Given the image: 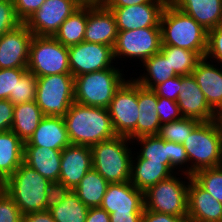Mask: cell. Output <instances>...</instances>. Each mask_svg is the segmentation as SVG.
Returning <instances> with one entry per match:
<instances>
[{
    "mask_svg": "<svg viewBox=\"0 0 222 222\" xmlns=\"http://www.w3.org/2000/svg\"><path fill=\"white\" fill-rule=\"evenodd\" d=\"M85 222H110V214L101 207L89 208Z\"/></svg>",
    "mask_w": 222,
    "mask_h": 222,
    "instance_id": "f907efd6",
    "label": "cell"
},
{
    "mask_svg": "<svg viewBox=\"0 0 222 222\" xmlns=\"http://www.w3.org/2000/svg\"><path fill=\"white\" fill-rule=\"evenodd\" d=\"M27 70L36 77L70 74L68 47L53 36H33Z\"/></svg>",
    "mask_w": 222,
    "mask_h": 222,
    "instance_id": "ba28073f",
    "label": "cell"
},
{
    "mask_svg": "<svg viewBox=\"0 0 222 222\" xmlns=\"http://www.w3.org/2000/svg\"><path fill=\"white\" fill-rule=\"evenodd\" d=\"M118 67L85 73L74 77V102L108 108L113 96L126 81Z\"/></svg>",
    "mask_w": 222,
    "mask_h": 222,
    "instance_id": "8992f818",
    "label": "cell"
},
{
    "mask_svg": "<svg viewBox=\"0 0 222 222\" xmlns=\"http://www.w3.org/2000/svg\"><path fill=\"white\" fill-rule=\"evenodd\" d=\"M46 0H13L17 18L25 23Z\"/></svg>",
    "mask_w": 222,
    "mask_h": 222,
    "instance_id": "bcb514c9",
    "label": "cell"
},
{
    "mask_svg": "<svg viewBox=\"0 0 222 222\" xmlns=\"http://www.w3.org/2000/svg\"><path fill=\"white\" fill-rule=\"evenodd\" d=\"M167 3H144L126 7H107L114 15L117 30L160 28V18Z\"/></svg>",
    "mask_w": 222,
    "mask_h": 222,
    "instance_id": "9a60e30c",
    "label": "cell"
},
{
    "mask_svg": "<svg viewBox=\"0 0 222 222\" xmlns=\"http://www.w3.org/2000/svg\"><path fill=\"white\" fill-rule=\"evenodd\" d=\"M107 109L116 135L134 141V129L139 117L138 83L134 77L120 86Z\"/></svg>",
    "mask_w": 222,
    "mask_h": 222,
    "instance_id": "30bf717a",
    "label": "cell"
},
{
    "mask_svg": "<svg viewBox=\"0 0 222 222\" xmlns=\"http://www.w3.org/2000/svg\"><path fill=\"white\" fill-rule=\"evenodd\" d=\"M21 217L20 209L5 191L0 196V222H21Z\"/></svg>",
    "mask_w": 222,
    "mask_h": 222,
    "instance_id": "b9f144b4",
    "label": "cell"
},
{
    "mask_svg": "<svg viewBox=\"0 0 222 222\" xmlns=\"http://www.w3.org/2000/svg\"><path fill=\"white\" fill-rule=\"evenodd\" d=\"M24 142L12 131L0 132V176L7 180L23 163Z\"/></svg>",
    "mask_w": 222,
    "mask_h": 222,
    "instance_id": "4316f807",
    "label": "cell"
},
{
    "mask_svg": "<svg viewBox=\"0 0 222 222\" xmlns=\"http://www.w3.org/2000/svg\"><path fill=\"white\" fill-rule=\"evenodd\" d=\"M109 183L93 168L73 189L78 198L88 207H100Z\"/></svg>",
    "mask_w": 222,
    "mask_h": 222,
    "instance_id": "4dcf8cb0",
    "label": "cell"
},
{
    "mask_svg": "<svg viewBox=\"0 0 222 222\" xmlns=\"http://www.w3.org/2000/svg\"><path fill=\"white\" fill-rule=\"evenodd\" d=\"M6 180L0 176V196L5 192Z\"/></svg>",
    "mask_w": 222,
    "mask_h": 222,
    "instance_id": "11a10c76",
    "label": "cell"
},
{
    "mask_svg": "<svg viewBox=\"0 0 222 222\" xmlns=\"http://www.w3.org/2000/svg\"><path fill=\"white\" fill-rule=\"evenodd\" d=\"M117 25L113 13L105 5L88 6L84 41L114 47Z\"/></svg>",
    "mask_w": 222,
    "mask_h": 222,
    "instance_id": "ffe728a7",
    "label": "cell"
},
{
    "mask_svg": "<svg viewBox=\"0 0 222 222\" xmlns=\"http://www.w3.org/2000/svg\"><path fill=\"white\" fill-rule=\"evenodd\" d=\"M142 222H188L187 219L178 216L143 210Z\"/></svg>",
    "mask_w": 222,
    "mask_h": 222,
    "instance_id": "c3c4849f",
    "label": "cell"
},
{
    "mask_svg": "<svg viewBox=\"0 0 222 222\" xmlns=\"http://www.w3.org/2000/svg\"><path fill=\"white\" fill-rule=\"evenodd\" d=\"M169 0H106V7H126L144 3H168Z\"/></svg>",
    "mask_w": 222,
    "mask_h": 222,
    "instance_id": "816d5d0a",
    "label": "cell"
},
{
    "mask_svg": "<svg viewBox=\"0 0 222 222\" xmlns=\"http://www.w3.org/2000/svg\"><path fill=\"white\" fill-rule=\"evenodd\" d=\"M89 208L71 190L65 199L49 210L55 222H85Z\"/></svg>",
    "mask_w": 222,
    "mask_h": 222,
    "instance_id": "1f68e13d",
    "label": "cell"
},
{
    "mask_svg": "<svg viewBox=\"0 0 222 222\" xmlns=\"http://www.w3.org/2000/svg\"><path fill=\"white\" fill-rule=\"evenodd\" d=\"M14 104L8 99L0 100V132L11 130Z\"/></svg>",
    "mask_w": 222,
    "mask_h": 222,
    "instance_id": "7dc6e473",
    "label": "cell"
},
{
    "mask_svg": "<svg viewBox=\"0 0 222 222\" xmlns=\"http://www.w3.org/2000/svg\"><path fill=\"white\" fill-rule=\"evenodd\" d=\"M128 141V142H127ZM131 141L124 136L96 143L91 147L93 169L108 183H124L131 179Z\"/></svg>",
    "mask_w": 222,
    "mask_h": 222,
    "instance_id": "277c9868",
    "label": "cell"
},
{
    "mask_svg": "<svg viewBox=\"0 0 222 222\" xmlns=\"http://www.w3.org/2000/svg\"><path fill=\"white\" fill-rule=\"evenodd\" d=\"M218 120H219V122H220V124L222 126V112L218 115Z\"/></svg>",
    "mask_w": 222,
    "mask_h": 222,
    "instance_id": "9f6ffc18",
    "label": "cell"
},
{
    "mask_svg": "<svg viewBox=\"0 0 222 222\" xmlns=\"http://www.w3.org/2000/svg\"><path fill=\"white\" fill-rule=\"evenodd\" d=\"M37 89V77L27 71L15 87V96H10L9 101L12 104H22L35 101Z\"/></svg>",
    "mask_w": 222,
    "mask_h": 222,
    "instance_id": "8d00e7d4",
    "label": "cell"
},
{
    "mask_svg": "<svg viewBox=\"0 0 222 222\" xmlns=\"http://www.w3.org/2000/svg\"><path fill=\"white\" fill-rule=\"evenodd\" d=\"M134 140L142 146L136 153L141 158L169 164L170 141L163 140L159 135L142 136Z\"/></svg>",
    "mask_w": 222,
    "mask_h": 222,
    "instance_id": "836d02e7",
    "label": "cell"
},
{
    "mask_svg": "<svg viewBox=\"0 0 222 222\" xmlns=\"http://www.w3.org/2000/svg\"><path fill=\"white\" fill-rule=\"evenodd\" d=\"M212 63L215 60L219 65H222V26H217L208 31L207 51L205 55Z\"/></svg>",
    "mask_w": 222,
    "mask_h": 222,
    "instance_id": "ab89813d",
    "label": "cell"
},
{
    "mask_svg": "<svg viewBox=\"0 0 222 222\" xmlns=\"http://www.w3.org/2000/svg\"><path fill=\"white\" fill-rule=\"evenodd\" d=\"M80 6H102L106 0H75Z\"/></svg>",
    "mask_w": 222,
    "mask_h": 222,
    "instance_id": "db71d44e",
    "label": "cell"
},
{
    "mask_svg": "<svg viewBox=\"0 0 222 222\" xmlns=\"http://www.w3.org/2000/svg\"><path fill=\"white\" fill-rule=\"evenodd\" d=\"M157 113L161 125L181 119L183 116L177 102L165 97H158Z\"/></svg>",
    "mask_w": 222,
    "mask_h": 222,
    "instance_id": "60d3db41",
    "label": "cell"
},
{
    "mask_svg": "<svg viewBox=\"0 0 222 222\" xmlns=\"http://www.w3.org/2000/svg\"><path fill=\"white\" fill-rule=\"evenodd\" d=\"M70 191L71 189L64 183H61L59 181L51 182L47 190L45 211H49L60 204Z\"/></svg>",
    "mask_w": 222,
    "mask_h": 222,
    "instance_id": "ee69618b",
    "label": "cell"
},
{
    "mask_svg": "<svg viewBox=\"0 0 222 222\" xmlns=\"http://www.w3.org/2000/svg\"><path fill=\"white\" fill-rule=\"evenodd\" d=\"M43 117L44 115L35 101L15 104L11 130L23 142H26L34 134Z\"/></svg>",
    "mask_w": 222,
    "mask_h": 222,
    "instance_id": "83f0119b",
    "label": "cell"
},
{
    "mask_svg": "<svg viewBox=\"0 0 222 222\" xmlns=\"http://www.w3.org/2000/svg\"><path fill=\"white\" fill-rule=\"evenodd\" d=\"M177 104L185 118H192L199 122L218 119V114L208 105L193 74L181 76V89Z\"/></svg>",
    "mask_w": 222,
    "mask_h": 222,
    "instance_id": "2e32d148",
    "label": "cell"
},
{
    "mask_svg": "<svg viewBox=\"0 0 222 222\" xmlns=\"http://www.w3.org/2000/svg\"><path fill=\"white\" fill-rule=\"evenodd\" d=\"M51 182L22 163L6 180L5 191L22 215L45 211L48 186Z\"/></svg>",
    "mask_w": 222,
    "mask_h": 222,
    "instance_id": "5b68a950",
    "label": "cell"
},
{
    "mask_svg": "<svg viewBox=\"0 0 222 222\" xmlns=\"http://www.w3.org/2000/svg\"><path fill=\"white\" fill-rule=\"evenodd\" d=\"M160 29L161 46L179 47L194 51L201 58L205 57L208 31L170 2L162 11Z\"/></svg>",
    "mask_w": 222,
    "mask_h": 222,
    "instance_id": "7a4b0ae2",
    "label": "cell"
},
{
    "mask_svg": "<svg viewBox=\"0 0 222 222\" xmlns=\"http://www.w3.org/2000/svg\"><path fill=\"white\" fill-rule=\"evenodd\" d=\"M87 18L88 6H80L64 21L53 37L66 47L83 42Z\"/></svg>",
    "mask_w": 222,
    "mask_h": 222,
    "instance_id": "f546056e",
    "label": "cell"
},
{
    "mask_svg": "<svg viewBox=\"0 0 222 222\" xmlns=\"http://www.w3.org/2000/svg\"><path fill=\"white\" fill-rule=\"evenodd\" d=\"M27 71V69L18 68L0 69V100L15 96L17 82Z\"/></svg>",
    "mask_w": 222,
    "mask_h": 222,
    "instance_id": "74e56055",
    "label": "cell"
},
{
    "mask_svg": "<svg viewBox=\"0 0 222 222\" xmlns=\"http://www.w3.org/2000/svg\"><path fill=\"white\" fill-rule=\"evenodd\" d=\"M79 7L75 0H46L25 24L34 36H54Z\"/></svg>",
    "mask_w": 222,
    "mask_h": 222,
    "instance_id": "4fadbf2b",
    "label": "cell"
},
{
    "mask_svg": "<svg viewBox=\"0 0 222 222\" xmlns=\"http://www.w3.org/2000/svg\"><path fill=\"white\" fill-rule=\"evenodd\" d=\"M71 144L64 119L61 116H44L34 134L24 146H40L63 150Z\"/></svg>",
    "mask_w": 222,
    "mask_h": 222,
    "instance_id": "7402d4cb",
    "label": "cell"
},
{
    "mask_svg": "<svg viewBox=\"0 0 222 222\" xmlns=\"http://www.w3.org/2000/svg\"><path fill=\"white\" fill-rule=\"evenodd\" d=\"M35 102L44 116H65L74 103V77L55 74L37 77Z\"/></svg>",
    "mask_w": 222,
    "mask_h": 222,
    "instance_id": "9c48e42d",
    "label": "cell"
},
{
    "mask_svg": "<svg viewBox=\"0 0 222 222\" xmlns=\"http://www.w3.org/2000/svg\"><path fill=\"white\" fill-rule=\"evenodd\" d=\"M71 144L92 147L116 137L108 109L74 102L63 116Z\"/></svg>",
    "mask_w": 222,
    "mask_h": 222,
    "instance_id": "6da1fadb",
    "label": "cell"
},
{
    "mask_svg": "<svg viewBox=\"0 0 222 222\" xmlns=\"http://www.w3.org/2000/svg\"><path fill=\"white\" fill-rule=\"evenodd\" d=\"M175 173L144 192L145 209L187 219L188 186L192 176L182 173L188 180L186 182Z\"/></svg>",
    "mask_w": 222,
    "mask_h": 222,
    "instance_id": "52a82bcc",
    "label": "cell"
},
{
    "mask_svg": "<svg viewBox=\"0 0 222 222\" xmlns=\"http://www.w3.org/2000/svg\"><path fill=\"white\" fill-rule=\"evenodd\" d=\"M21 222H55V220L49 211H42L22 215Z\"/></svg>",
    "mask_w": 222,
    "mask_h": 222,
    "instance_id": "f5cc1de1",
    "label": "cell"
},
{
    "mask_svg": "<svg viewBox=\"0 0 222 222\" xmlns=\"http://www.w3.org/2000/svg\"><path fill=\"white\" fill-rule=\"evenodd\" d=\"M157 104L156 93L138 84L139 117L134 129V139L159 134L161 122L156 110Z\"/></svg>",
    "mask_w": 222,
    "mask_h": 222,
    "instance_id": "484cf974",
    "label": "cell"
},
{
    "mask_svg": "<svg viewBox=\"0 0 222 222\" xmlns=\"http://www.w3.org/2000/svg\"><path fill=\"white\" fill-rule=\"evenodd\" d=\"M143 212H113L110 222H142Z\"/></svg>",
    "mask_w": 222,
    "mask_h": 222,
    "instance_id": "681fc988",
    "label": "cell"
},
{
    "mask_svg": "<svg viewBox=\"0 0 222 222\" xmlns=\"http://www.w3.org/2000/svg\"><path fill=\"white\" fill-rule=\"evenodd\" d=\"M199 123L198 120L182 117L161 125L158 135L165 141L182 144Z\"/></svg>",
    "mask_w": 222,
    "mask_h": 222,
    "instance_id": "e575fe53",
    "label": "cell"
},
{
    "mask_svg": "<svg viewBox=\"0 0 222 222\" xmlns=\"http://www.w3.org/2000/svg\"><path fill=\"white\" fill-rule=\"evenodd\" d=\"M93 168L91 147L70 144L61 153L59 182L73 190Z\"/></svg>",
    "mask_w": 222,
    "mask_h": 222,
    "instance_id": "e0dca14e",
    "label": "cell"
},
{
    "mask_svg": "<svg viewBox=\"0 0 222 222\" xmlns=\"http://www.w3.org/2000/svg\"><path fill=\"white\" fill-rule=\"evenodd\" d=\"M169 164L174 171L180 167L178 170L179 172L183 169L184 165L186 164L187 166L185 165V169H183L181 172L190 175L189 160L186 154V150L183 147V144L170 142Z\"/></svg>",
    "mask_w": 222,
    "mask_h": 222,
    "instance_id": "7bdbcfd3",
    "label": "cell"
},
{
    "mask_svg": "<svg viewBox=\"0 0 222 222\" xmlns=\"http://www.w3.org/2000/svg\"><path fill=\"white\" fill-rule=\"evenodd\" d=\"M182 144L191 176L201 169L222 166V126L218 119L200 122Z\"/></svg>",
    "mask_w": 222,
    "mask_h": 222,
    "instance_id": "3957f363",
    "label": "cell"
},
{
    "mask_svg": "<svg viewBox=\"0 0 222 222\" xmlns=\"http://www.w3.org/2000/svg\"><path fill=\"white\" fill-rule=\"evenodd\" d=\"M160 53L169 60L171 68L179 76L192 74L202 59L196 52L174 46H161Z\"/></svg>",
    "mask_w": 222,
    "mask_h": 222,
    "instance_id": "d6a6232c",
    "label": "cell"
},
{
    "mask_svg": "<svg viewBox=\"0 0 222 222\" xmlns=\"http://www.w3.org/2000/svg\"><path fill=\"white\" fill-rule=\"evenodd\" d=\"M188 222H222V203L192 177L188 186Z\"/></svg>",
    "mask_w": 222,
    "mask_h": 222,
    "instance_id": "ac0fdd59",
    "label": "cell"
},
{
    "mask_svg": "<svg viewBox=\"0 0 222 222\" xmlns=\"http://www.w3.org/2000/svg\"><path fill=\"white\" fill-rule=\"evenodd\" d=\"M219 66L210 63L204 57L197 63L192 72L208 105L218 115L222 112V66Z\"/></svg>",
    "mask_w": 222,
    "mask_h": 222,
    "instance_id": "44dd1931",
    "label": "cell"
},
{
    "mask_svg": "<svg viewBox=\"0 0 222 222\" xmlns=\"http://www.w3.org/2000/svg\"><path fill=\"white\" fill-rule=\"evenodd\" d=\"M180 11L191 16L206 31L219 26L222 20V0H169Z\"/></svg>",
    "mask_w": 222,
    "mask_h": 222,
    "instance_id": "cb8c5ba5",
    "label": "cell"
},
{
    "mask_svg": "<svg viewBox=\"0 0 222 222\" xmlns=\"http://www.w3.org/2000/svg\"><path fill=\"white\" fill-rule=\"evenodd\" d=\"M136 157L132 155L130 182L142 192L174 174L168 163L143 159L138 154Z\"/></svg>",
    "mask_w": 222,
    "mask_h": 222,
    "instance_id": "603a6c76",
    "label": "cell"
},
{
    "mask_svg": "<svg viewBox=\"0 0 222 222\" xmlns=\"http://www.w3.org/2000/svg\"><path fill=\"white\" fill-rule=\"evenodd\" d=\"M143 68L147 73L134 79L140 86L153 90L157 85L177 76L169 64V60L159 52L147 58L143 62Z\"/></svg>",
    "mask_w": 222,
    "mask_h": 222,
    "instance_id": "f1b7e54d",
    "label": "cell"
},
{
    "mask_svg": "<svg viewBox=\"0 0 222 222\" xmlns=\"http://www.w3.org/2000/svg\"><path fill=\"white\" fill-rule=\"evenodd\" d=\"M161 29L142 28L128 31H118L117 39L113 47L115 61L119 58L141 60L159 53L161 49ZM125 56V57H124Z\"/></svg>",
    "mask_w": 222,
    "mask_h": 222,
    "instance_id": "8fae6325",
    "label": "cell"
},
{
    "mask_svg": "<svg viewBox=\"0 0 222 222\" xmlns=\"http://www.w3.org/2000/svg\"><path fill=\"white\" fill-rule=\"evenodd\" d=\"M181 89V76L177 75L168 79L166 82L157 85L153 91L157 97H165L177 102V98Z\"/></svg>",
    "mask_w": 222,
    "mask_h": 222,
    "instance_id": "f6af8a7d",
    "label": "cell"
},
{
    "mask_svg": "<svg viewBox=\"0 0 222 222\" xmlns=\"http://www.w3.org/2000/svg\"><path fill=\"white\" fill-rule=\"evenodd\" d=\"M33 36L25 23L0 36V69H27Z\"/></svg>",
    "mask_w": 222,
    "mask_h": 222,
    "instance_id": "5bb4252c",
    "label": "cell"
},
{
    "mask_svg": "<svg viewBox=\"0 0 222 222\" xmlns=\"http://www.w3.org/2000/svg\"><path fill=\"white\" fill-rule=\"evenodd\" d=\"M192 178L222 203V166L198 170L192 175Z\"/></svg>",
    "mask_w": 222,
    "mask_h": 222,
    "instance_id": "d590c367",
    "label": "cell"
},
{
    "mask_svg": "<svg viewBox=\"0 0 222 222\" xmlns=\"http://www.w3.org/2000/svg\"><path fill=\"white\" fill-rule=\"evenodd\" d=\"M109 214L117 212H143L144 192L138 190L130 181L109 183L100 206Z\"/></svg>",
    "mask_w": 222,
    "mask_h": 222,
    "instance_id": "d6986e66",
    "label": "cell"
},
{
    "mask_svg": "<svg viewBox=\"0 0 222 222\" xmlns=\"http://www.w3.org/2000/svg\"><path fill=\"white\" fill-rule=\"evenodd\" d=\"M70 74L73 77L114 67L113 47L83 41L68 47Z\"/></svg>",
    "mask_w": 222,
    "mask_h": 222,
    "instance_id": "7c38bea8",
    "label": "cell"
},
{
    "mask_svg": "<svg viewBox=\"0 0 222 222\" xmlns=\"http://www.w3.org/2000/svg\"><path fill=\"white\" fill-rule=\"evenodd\" d=\"M21 23L16 16L13 1L0 0V36L13 30Z\"/></svg>",
    "mask_w": 222,
    "mask_h": 222,
    "instance_id": "f35d334b",
    "label": "cell"
},
{
    "mask_svg": "<svg viewBox=\"0 0 222 222\" xmlns=\"http://www.w3.org/2000/svg\"><path fill=\"white\" fill-rule=\"evenodd\" d=\"M62 150L40 146H24L23 163L39 172L50 182H57L60 175Z\"/></svg>",
    "mask_w": 222,
    "mask_h": 222,
    "instance_id": "d4e9b609",
    "label": "cell"
}]
</instances>
